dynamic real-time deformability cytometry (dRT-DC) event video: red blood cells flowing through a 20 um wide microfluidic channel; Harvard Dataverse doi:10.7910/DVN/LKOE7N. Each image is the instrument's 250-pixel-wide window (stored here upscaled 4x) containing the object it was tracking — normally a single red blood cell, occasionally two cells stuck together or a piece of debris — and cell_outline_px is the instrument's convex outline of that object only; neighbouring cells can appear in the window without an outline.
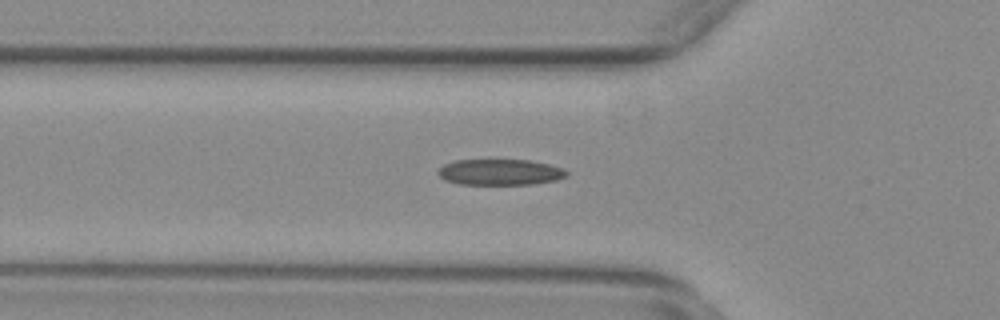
{"species": "common noctule bat (a hibernating species)", "species_latin": "Nyctalus noctula", "temperature_condition": "warm", "stored_images_in_passage": 48, "camera_frame_rate_fps": 3000, "um_per_image_px": 0.085, "animal": {"sex": "female", "body_mass_g": 29.2, "forearm_length_mm": 56.3}, "frame": {"image": 1, "passage_image": 19, "time_ms": 6.0, "image_size_px": [1000, 320], "cell_outline_px": [[568, 176], [556, 180], [532, 184], [460, 184], [444, 180], [436, 172], [444, 164], [456, 160], [528, 160], [548, 164], [560, 168], [568, 172]], "centroid_in_image_um": [42.48, 14.63], "position_along_channel_um": 83.3, "area_um2": 19.31}}
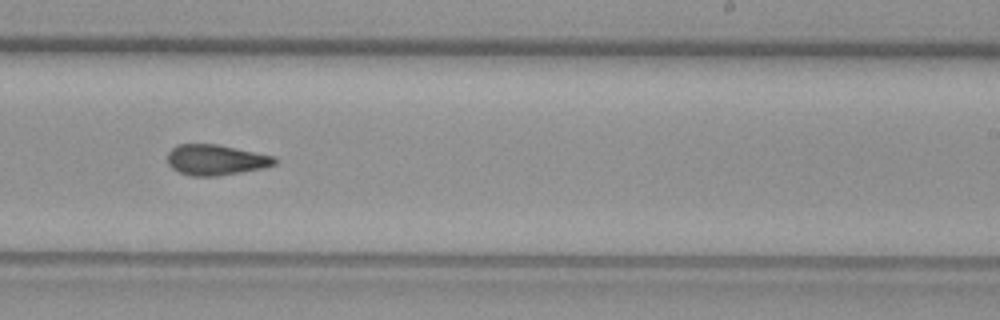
{"frame": {"image": 2, "passage_image": 34, "time_ms": 11.0, "image_size_px": [1000, 320], "cell_outline_px": [[280, 160], [276, 164], [264, 168], [216, 176], [192, 176], [180, 172], [172, 168], [168, 164], [168, 152], [172, 148], [180, 144], [216, 144], [276, 156]], "centroid_in_image_um": [18.39, 13.59], "position_along_channel_um": 270.6, "area_um2": 19.13}}
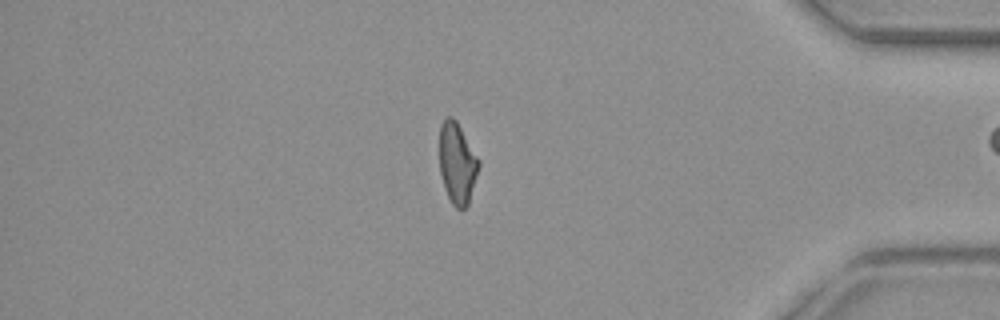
{"frame": {"image": 3, "passage_image": 47, "time_ms": 15.333, "image_size_px": [1000, 320], "cell_outline_px": [[480, 164], [468, 204], [464, 208], [456, 208], [452, 204], [444, 188], [440, 172], [440, 124], [448, 116], [452, 116], [456, 120], [480, 160]], "centroid_in_image_um": [38.86, 13.86], "position_along_channel_um": 396.3, "area_um2": 18.44}}